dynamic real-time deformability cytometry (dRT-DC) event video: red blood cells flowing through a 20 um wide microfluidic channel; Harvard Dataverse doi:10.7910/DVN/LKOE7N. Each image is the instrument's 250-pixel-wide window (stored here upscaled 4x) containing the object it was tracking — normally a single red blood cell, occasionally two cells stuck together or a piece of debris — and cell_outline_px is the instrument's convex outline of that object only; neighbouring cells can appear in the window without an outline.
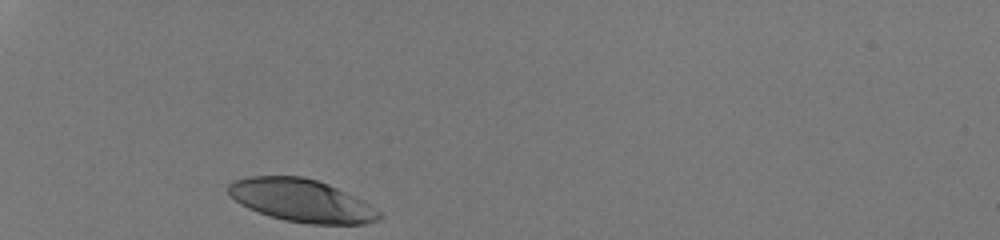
{"species": "human", "species_latin": "Homo sapiens", "temperature_condition": "room temperature", "stored_images_in_passage": 28, "camera_frame_rate_fps": 3000, "um_per_image_px": 0.085, "donor": {"sex": "male"}, "frame": {"image": 1, "passage_image": 1, "time_ms": 0.0, "image_size_px": [1000, 240], "cell_outline_px": [[384, 216], [380, 220], [364, 224], [308, 224], [284, 220], [268, 216], [248, 208], [240, 204], [228, 192], [228, 184], [232, 180], [248, 176], [300, 176], [316, 180], [328, 184], [364, 200], [380, 212]], "centroid_in_image_um": [25.64, 17.05], "position_along_channel_um": 59.4, "area_um2": 37.74}}
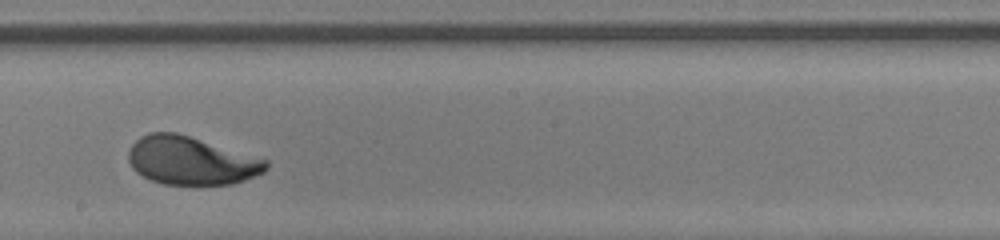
{"frame": {"image": 2, "passage_image": 16, "time_ms": 5.0, "image_size_px": [1000, 240], "cell_outline_px": [[268, 168], [264, 172], [244, 180], [232, 184], [164, 184], [152, 180], [136, 172], [132, 168], [128, 160], [128, 148], [140, 136], [148, 132], [176, 132], [268, 160]], "centroid_in_image_um": [16.21, 13.65], "position_along_channel_um": 232.0, "area_um2": 38.49}}
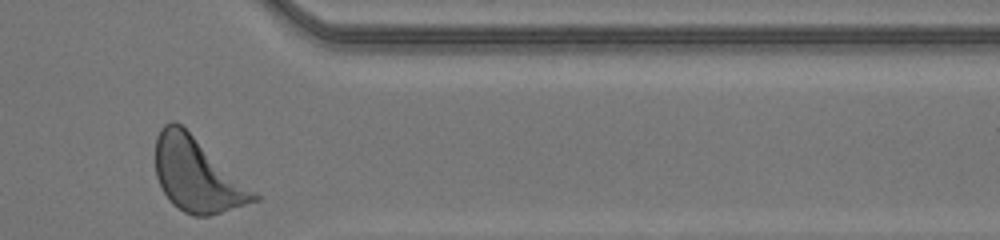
{"frame": {"image": 3, "passage_image": 28, "time_ms": 9.0, "image_size_px": [1000, 240], "cell_outline_px": [[260, 200], [208, 216], [192, 216], [184, 212], [172, 204], [168, 200], [156, 176], [156, 136], [160, 128], [164, 124], [172, 120], [180, 124], [260, 196]], "centroid_in_image_um": [16.72, 14.88], "position_along_channel_um": 394.7, "area_um2": 41.62}, "authors_computed_cell_mechanics": {"area_um2": 39.1595, "velocity_mm_per_s": 4.1339, "shape_relaxation_time_tau1_ms": 3.1984, "shape_relaxation_time_tau2_ms": null, "deformation_change_tau1": 0.1899, "deformation_change_tau2": null}}